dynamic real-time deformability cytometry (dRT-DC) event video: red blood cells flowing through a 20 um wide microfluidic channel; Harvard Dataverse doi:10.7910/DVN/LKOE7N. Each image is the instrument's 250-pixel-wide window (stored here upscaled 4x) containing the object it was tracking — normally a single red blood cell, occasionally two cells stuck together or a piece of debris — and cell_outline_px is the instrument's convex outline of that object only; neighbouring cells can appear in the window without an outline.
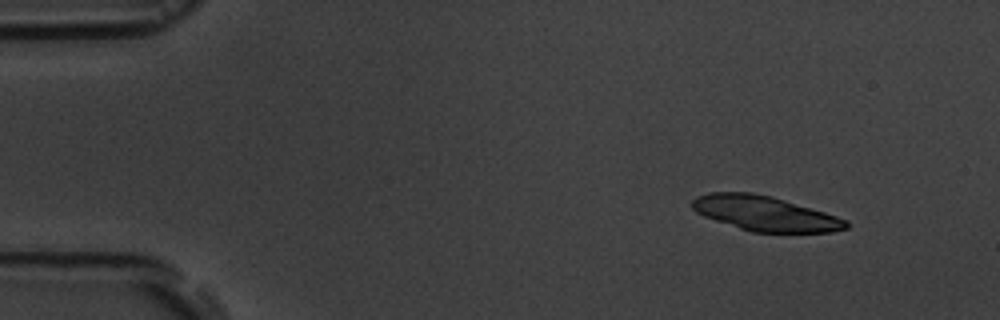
{"species": "common noctule bat (a hibernating species)", "species_latin": "Nyctalus noctula", "temperature_condition": "room temperature", "stored_images_in_passage": 6, "camera_frame_rate_fps": 3000, "um_per_image_px": 0.085, "animal": {"sex": "male", "body_mass_g": 19.5, "forearm_length_mm": 54.6}, "frame": {"image": 1, "passage_image": 2, "time_ms": 1.0, "image_size_px": [1000, 320], "cell_outline_px": [[848, 228], [832, 232], [752, 232], [704, 216], [696, 212], [692, 208], [692, 200], [696, 196], [708, 192], [752, 192], [772, 196], [824, 212], [848, 220]], "centroid_in_image_um": [65.01, 18.13], "position_along_channel_um": 20.0, "area_um2": 31.1}}